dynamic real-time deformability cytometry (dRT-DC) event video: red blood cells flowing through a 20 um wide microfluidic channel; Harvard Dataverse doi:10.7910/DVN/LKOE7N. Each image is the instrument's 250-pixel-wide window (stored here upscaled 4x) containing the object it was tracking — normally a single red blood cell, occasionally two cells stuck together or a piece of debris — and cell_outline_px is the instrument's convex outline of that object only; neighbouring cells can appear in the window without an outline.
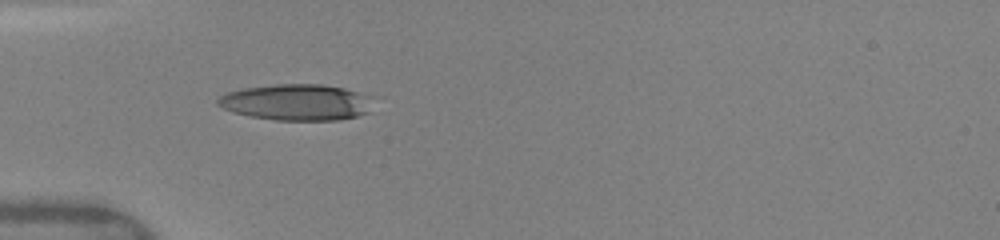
{"species": "human", "species_latin": "Homo sapiens", "temperature_condition": "warm", "stored_images_in_passage": 5, "camera_frame_rate_fps": 3000, "um_per_image_px": 0.085, "donor": {"sex": "female"}, "frame": {"image": 1, "passage_image": 1, "time_ms": 0.0, "image_size_px": [1000, 240], "cell_outline_px": [[372, 96], [368, 112], [356, 116], [340, 120], [276, 120], [252, 116], [232, 112], [216, 104], [216, 100], [220, 96], [228, 92], [244, 88], [276, 84], [324, 84], [344, 88]], "centroid_in_image_um": [25.2, 8.69], "position_along_channel_um": 59.8, "area_um2": 32.71}}
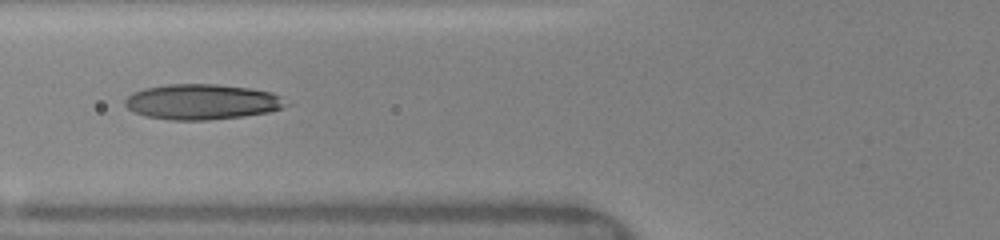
{"frame": {"image": 2, "passage_image": 3, "time_ms": 1.333, "image_size_px": [1000, 240], "cell_outline_px": [[288, 104], [284, 108], [268, 112], [244, 116], [208, 120], [172, 120], [144, 116], [128, 108], [124, 104], [124, 100], [132, 92], [144, 88], [168, 84], [216, 84], [252, 88], [272, 92], [280, 96]], "centroid_in_image_um": [17.17, 8.65], "position_along_channel_um": 108.6, "area_um2": 33.35}}
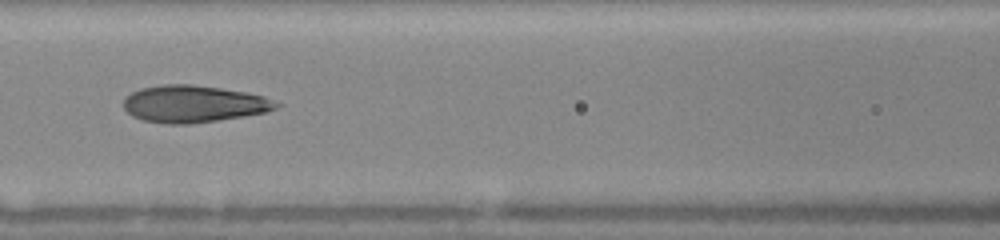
{"frame": {"image": 3, "passage_image": 4, "time_ms": 2.333, "image_size_px": [1000, 240], "cell_outline_px": [[284, 104], [276, 108], [264, 112], [244, 116], [188, 124], [168, 124], [144, 120], [132, 116], [124, 108], [124, 96], [140, 88], [164, 84], [192, 84], [220, 88], [244, 92], [264, 96]], "centroid_in_image_um": [16.45, 8.82], "position_along_channel_um": 150.2, "area_um2": 32.89}}